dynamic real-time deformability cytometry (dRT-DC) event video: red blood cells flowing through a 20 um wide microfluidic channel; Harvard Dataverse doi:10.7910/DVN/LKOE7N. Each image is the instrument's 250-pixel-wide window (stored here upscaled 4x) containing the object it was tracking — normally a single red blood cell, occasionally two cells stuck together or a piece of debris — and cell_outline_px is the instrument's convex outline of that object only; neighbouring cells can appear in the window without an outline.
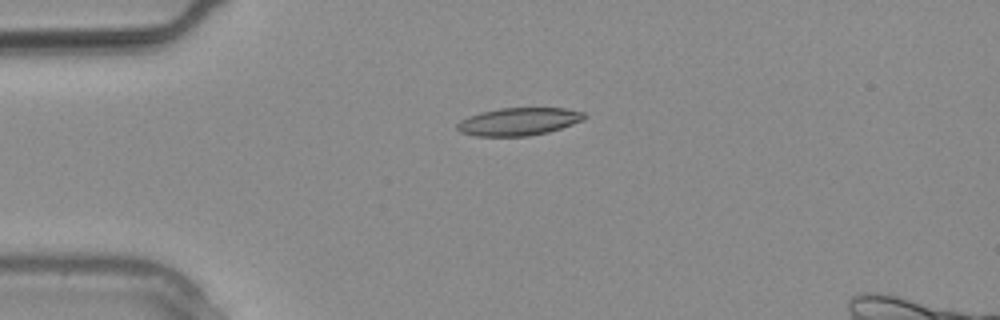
{"species": "common noctule bat (a hibernating species)", "species_latin": "Nyctalus noctula", "temperature_condition": "warm", "stored_images_in_passage": 2, "camera_frame_rate_fps": 3000, "um_per_image_px": 0.085, "animal": {"sex": "male", "body_mass_g": 20.4}, "frame": {"image": 1, "passage_image": 2, "time_ms": 0.333, "image_size_px": [1000, 320], "cell_outline_px": [[588, 116], [584, 120], [548, 132], [528, 136], [472, 136], [460, 132], [456, 128], [456, 124], [460, 120], [468, 116], [480, 112], [500, 108], [564, 108], [584, 112]], "centroid_in_image_um": [44.07, 10.33], "position_along_channel_um": 40.9, "area_um2": 20.69}}